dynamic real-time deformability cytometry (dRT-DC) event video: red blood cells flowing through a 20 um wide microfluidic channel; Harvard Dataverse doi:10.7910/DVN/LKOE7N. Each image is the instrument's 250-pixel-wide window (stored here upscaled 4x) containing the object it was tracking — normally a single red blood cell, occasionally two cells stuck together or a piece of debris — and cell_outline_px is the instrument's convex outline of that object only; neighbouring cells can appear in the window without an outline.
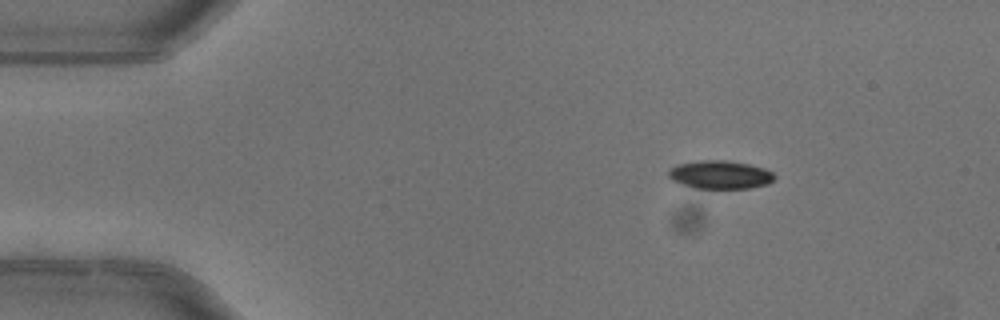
{"species": "common noctule bat (a hibernating species)", "species_latin": "Nyctalus noctula", "temperature_condition": "warm", "stored_images_in_passage": 2, "camera_frame_rate_fps": 3000, "um_per_image_px": 0.085, "animal": {"sex": "female"}, "frame": {"image": 1, "passage_image": 1, "time_ms": 0.0, "image_size_px": [1000, 320], "cell_outline_px": [[776, 180], [768, 184], [748, 188], [696, 188], [672, 180], [668, 176], [668, 168], [676, 164], [700, 160], [728, 160], [748, 164], [764, 168], [772, 172], [776, 176]], "centroid_in_image_um": [61.22, 14.84], "position_along_channel_um": 23.8, "area_um2": 17.57}}